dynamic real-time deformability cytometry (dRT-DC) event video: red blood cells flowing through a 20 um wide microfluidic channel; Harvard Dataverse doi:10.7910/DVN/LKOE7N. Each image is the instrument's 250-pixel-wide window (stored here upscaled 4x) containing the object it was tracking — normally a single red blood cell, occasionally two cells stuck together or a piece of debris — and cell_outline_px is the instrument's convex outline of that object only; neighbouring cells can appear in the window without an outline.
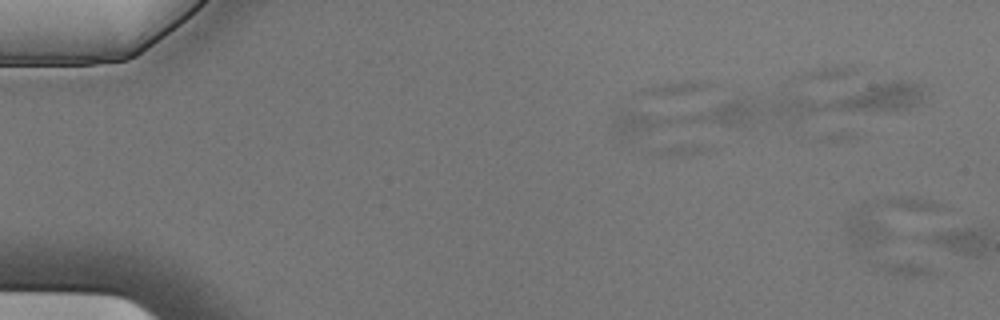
{"species": "Egyptian fruit bat (a non-hibernating species)", "species_latin": "Rousettus aegyptiacus", "temperature_condition": "cold", "stored_images_in_passage": 3, "camera_frame_rate_fps": 3000, "um_per_image_px": 0.085, "animal": {"sex": "male"}, "frame": {"image": 1, "passage_image": 3, "time_ms": 0.667, "image_size_px": [1000, 320], "cell_outline_px": [[940, 272], [924, 276], [912, 276], [888, 272], [864, 260], [848, 244], [844, 232], [852, 216], [856, 212], [868, 208]], "centroid_in_image_um": [75.18, 20.94], "position_along_channel_um": 9.8, "area_um2": 23.06}}